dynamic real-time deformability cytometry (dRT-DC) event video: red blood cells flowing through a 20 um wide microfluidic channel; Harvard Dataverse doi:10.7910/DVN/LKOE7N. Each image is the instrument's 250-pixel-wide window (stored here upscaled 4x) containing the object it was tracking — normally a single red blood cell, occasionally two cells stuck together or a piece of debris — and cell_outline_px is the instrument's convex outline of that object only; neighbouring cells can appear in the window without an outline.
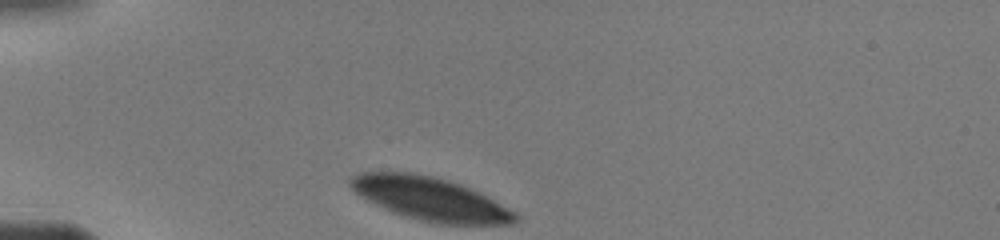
{"species": "human", "species_latin": "Homo sapiens", "temperature_condition": "warm", "stored_images_in_passage": 15, "camera_frame_rate_fps": 3000, "um_per_image_px": 0.085, "donor": {"sex": "male"}, "frame": {"image": 1, "passage_image": 1, "time_ms": 0.0, "image_size_px": [1000, 240], "cell_outline_px": [[520, 220], [516, 224], [436, 224], [404, 216], [392, 212], [360, 196], [348, 184], [348, 180], [352, 176], [360, 172], [408, 172], [432, 176], [448, 180], [460, 184], [480, 192], [516, 212], [520, 216]], "centroid_in_image_um": [36.61, 16.91], "position_along_channel_um": 48.4, "area_um2": 41.67}}
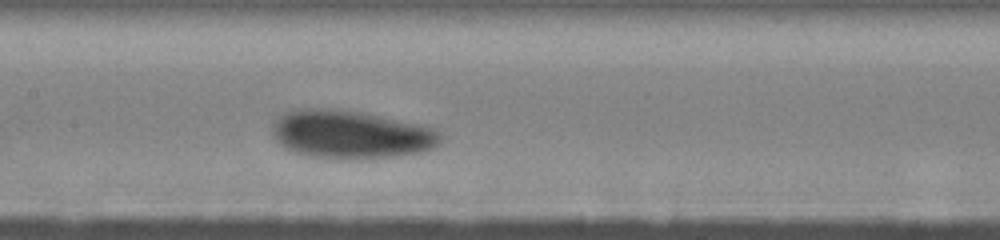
{"frame": {"image": 2, "passage_image": 9, "time_ms": 4.0, "image_size_px": [1000, 240], "cell_outline_px": [[440, 140], [432, 148], [420, 152], [392, 156], [312, 156], [296, 152], [280, 144], [276, 140], [272, 132], [272, 124], [284, 112], [300, 108], [340, 108], [424, 124], [440, 132]], "centroid_in_image_um": [29.81, 11.35], "position_along_channel_um": 177.6, "area_um2": 46.24}}
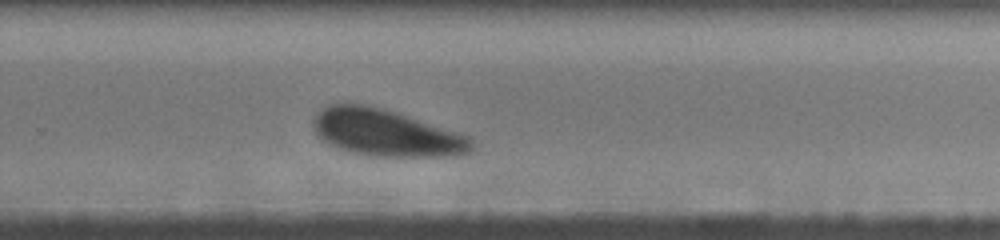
{"frame": {"image": 3, "passage_image": 15, "time_ms": 7.0, "image_size_px": [1000, 240], "cell_outline_px": [[472, 148], [468, 152], [448, 156], [384, 156], [356, 152], [340, 148], [324, 140], [316, 132], [312, 124], [312, 120], [320, 108], [328, 104], [364, 104], [384, 108], [460, 132], [468, 136], [472, 140]], "centroid_in_image_um": [32.82, 11.25], "position_along_channel_um": 297.0, "area_um2": 42.71}}